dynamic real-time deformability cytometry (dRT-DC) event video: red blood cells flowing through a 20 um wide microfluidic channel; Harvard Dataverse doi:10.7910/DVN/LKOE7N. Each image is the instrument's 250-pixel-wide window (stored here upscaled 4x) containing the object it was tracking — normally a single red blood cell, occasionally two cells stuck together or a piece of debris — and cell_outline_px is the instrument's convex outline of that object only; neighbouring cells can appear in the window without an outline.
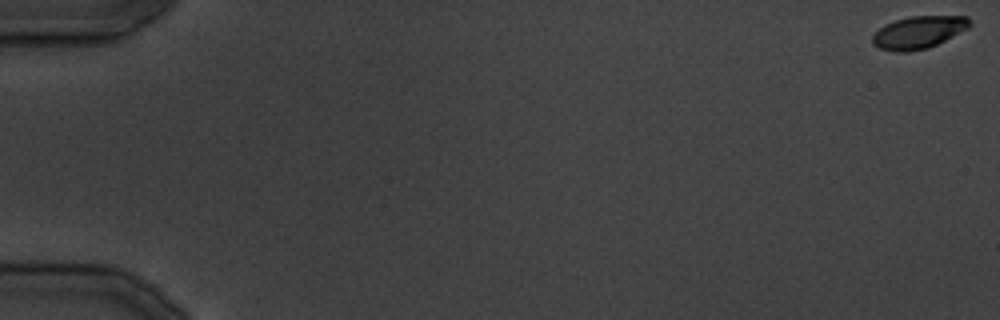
{"species": "common noctule bat (a hibernating species)", "species_latin": "Nyctalus noctula", "temperature_condition": "cold", "stored_images_in_passage": 11, "camera_frame_rate_fps": 3000, "um_per_image_px": 0.085, "animal": {"sex": "male", "body_mass_g": 19.5, "forearm_length_mm": 54.6}, "frame": {"image": 1, "passage_image": 1, "time_ms": 0.0, "image_size_px": [1000, 320], "cell_outline_px": [[972, 24], [968, 28], [928, 48], [908, 52], [896, 52], [880, 48], [872, 44], [872, 36], [884, 24], [896, 20], [912, 16], [968, 16], [972, 20]], "centroid_in_image_um": [78.08, 2.74], "position_along_channel_um": 6.9, "area_um2": 18.32}}